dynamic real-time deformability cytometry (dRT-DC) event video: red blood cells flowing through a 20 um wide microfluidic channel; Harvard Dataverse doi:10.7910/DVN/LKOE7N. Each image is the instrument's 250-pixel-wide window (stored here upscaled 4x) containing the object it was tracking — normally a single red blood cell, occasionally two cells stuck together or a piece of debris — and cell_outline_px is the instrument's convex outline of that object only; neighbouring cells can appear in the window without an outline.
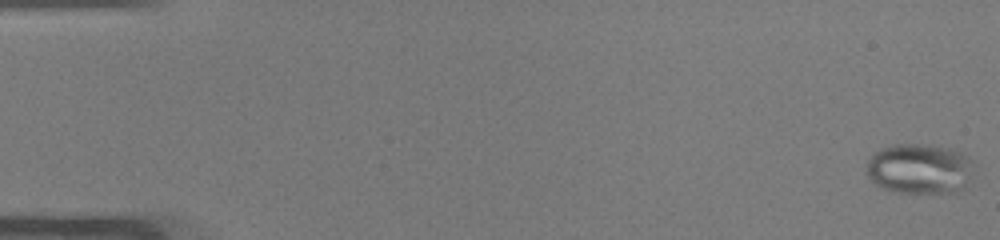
{"species": "common noctule bat (a hibernating species)", "species_latin": "Nyctalus noctula", "temperature_condition": "warm", "stored_images_in_passage": 50, "camera_frame_rate_fps": 3000, "um_per_image_px": 0.085, "animal": {"sex": "male", "body_mass_g": 19.0, "forearm_length_mm": 50.8}, "frame": {"image": 1, "passage_image": 1, "time_ms": 0.0, "image_size_px": [1000, 240], "cell_outline_px": [[972, 160], [968, 176], [964, 188], [956, 192], [896, 192], [884, 188], [876, 184], [864, 172], [868, 160], [880, 148], [892, 144], [932, 144], [948, 148], [960, 152], [968, 156]], "centroid_in_image_um": [78.11, 14.32], "position_along_channel_um": 6.9, "area_um2": 31.21}}
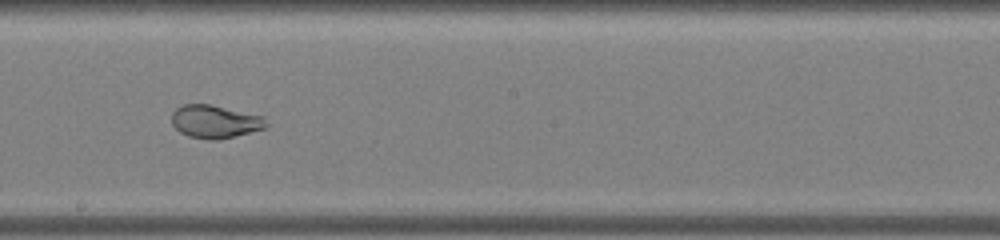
{"frame": {"image": 2, "passage_image": 29, "time_ms": 9.333, "image_size_px": [1000, 240], "cell_outline_px": [[268, 124], [264, 128], [216, 140], [208, 140], [188, 136], [180, 132], [172, 124], [172, 112], [176, 108], [184, 104], [208, 104], [264, 116]], "centroid_in_image_um": [18.25, 10.33], "position_along_channel_um": 230.0, "area_um2": 17.98}}
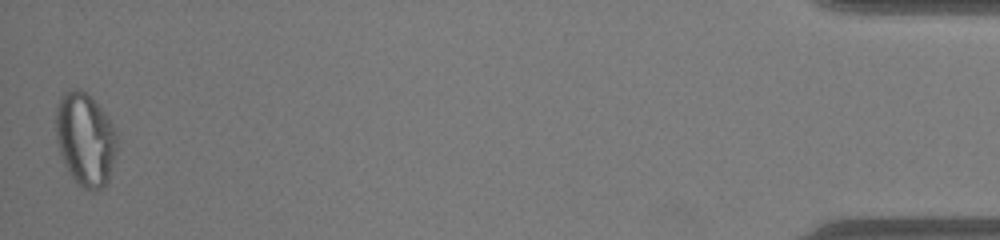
{"frame": {"image": 3, "passage_image": 50, "time_ms": 16.333, "image_size_px": [1000, 240], "cell_outline_px": [[116, 152], [108, 180], [104, 188], [96, 192], [92, 192], [84, 188], [72, 176], [64, 164], [56, 140], [56, 108], [60, 96], [68, 88], [80, 88], [108, 116], [116, 132]], "centroid_in_image_um": [7.24, 11.84], "position_along_channel_um": 428.0, "area_um2": 33.12}}